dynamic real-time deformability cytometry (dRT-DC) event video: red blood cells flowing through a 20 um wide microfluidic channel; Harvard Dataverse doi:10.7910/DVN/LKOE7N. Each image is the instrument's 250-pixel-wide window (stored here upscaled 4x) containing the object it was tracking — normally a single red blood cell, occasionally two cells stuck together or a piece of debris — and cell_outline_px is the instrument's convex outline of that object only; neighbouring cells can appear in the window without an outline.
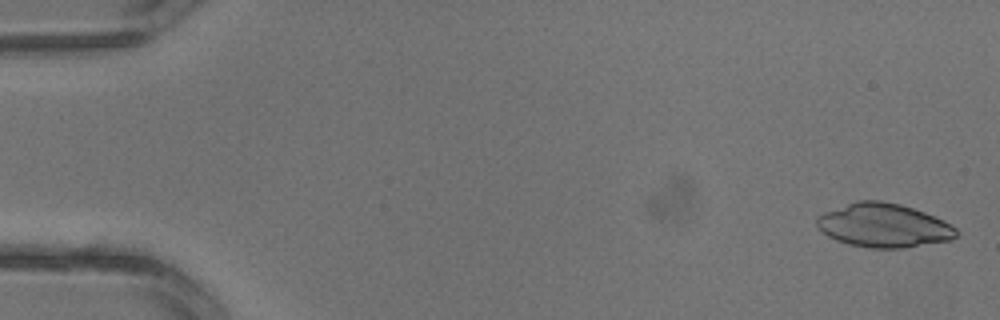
{"species": "common noctule bat (a hibernating species)", "species_latin": "Nyctalus noctula", "temperature_condition": "warm", "stored_images_in_passage": 3, "camera_frame_rate_fps": 3000, "um_per_image_px": 0.085, "animal": {"sex": "male", "body_mass_g": 13.3}, "frame": {"image": 1, "passage_image": 1, "time_ms": 0.0, "image_size_px": [1000, 320], "cell_outline_px": [[960, 232], [952, 240], [904, 248], [868, 248], [848, 244], [836, 240], [828, 236], [816, 224], [816, 216], [824, 212], [856, 200], [880, 200], [900, 204], [924, 212], [944, 220], [956, 228]], "centroid_in_image_um": [75.12, 19.16], "position_along_channel_um": 9.9, "area_um2": 35.78}}
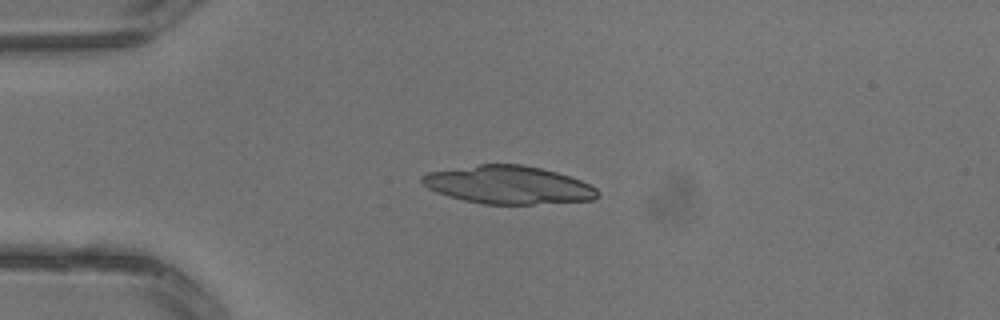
{"frame": {"image": 2, "passage_image": 3, "time_ms": 0.667, "image_size_px": [1000, 320], "cell_outline_px": [[600, 196], [592, 200], [532, 204], [484, 204], [464, 200], [448, 196], [436, 192], [428, 188], [420, 180], [420, 176], [428, 172], [480, 164], [520, 164], [540, 168], [556, 172], [580, 180], [596, 188], [600, 192]], "centroid_in_image_um": [43.2, 15.72], "position_along_channel_um": 41.8, "area_um2": 38.78}}